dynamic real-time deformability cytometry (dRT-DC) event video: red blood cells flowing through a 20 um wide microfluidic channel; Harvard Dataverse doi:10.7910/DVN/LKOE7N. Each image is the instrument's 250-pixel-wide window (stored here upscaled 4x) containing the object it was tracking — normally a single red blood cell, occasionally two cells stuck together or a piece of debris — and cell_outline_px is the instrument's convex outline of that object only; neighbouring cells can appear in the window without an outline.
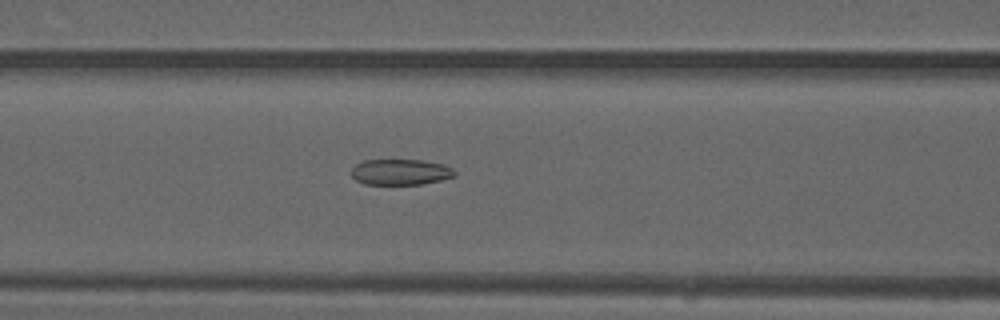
{"species": "common noctule bat (a hibernating species)", "species_latin": "Nyctalus noctula", "temperature_condition": "warm", "stored_images_in_passage": 40, "camera_frame_rate_fps": 3000, "um_per_image_px": 0.085, "animal": {"sex": "male", "forearm_length_mm": 52.5}, "frame": {"image": 1, "passage_image": 11, "time_ms": 3.333, "image_size_px": [1000, 320], "cell_outline_px": [[456, 176], [440, 180], [420, 184], [364, 184], [356, 180], [348, 172], [356, 164], [364, 160], [420, 160], [444, 164], [452, 168], [456, 172]], "centroid_in_image_um": [34.02, 14.62], "position_along_channel_um": 132.6, "area_um2": 15.61}}
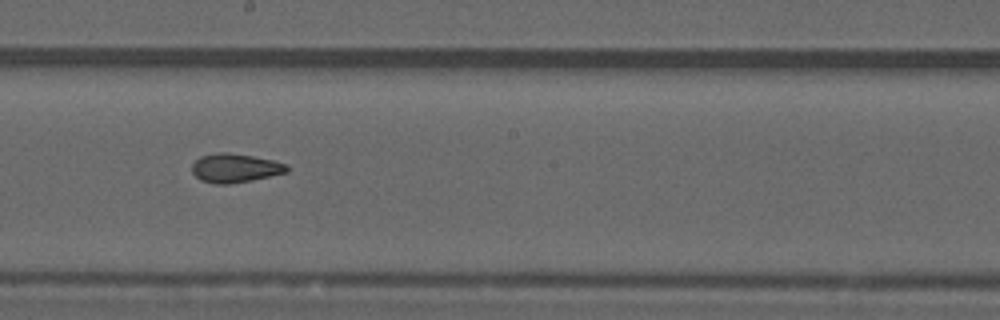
{"frame": {"image": 2, "passage_image": 18, "time_ms": 5.667, "image_size_px": [1000, 320], "cell_outline_px": [[288, 172], [252, 180], [228, 184], [216, 184], [200, 180], [192, 172], [192, 164], [200, 156], [216, 152], [228, 152], [252, 156], [272, 160], [288, 164]], "centroid_in_image_um": [19.97, 14.28], "position_along_channel_um": 228.2, "area_um2": 16.01}}
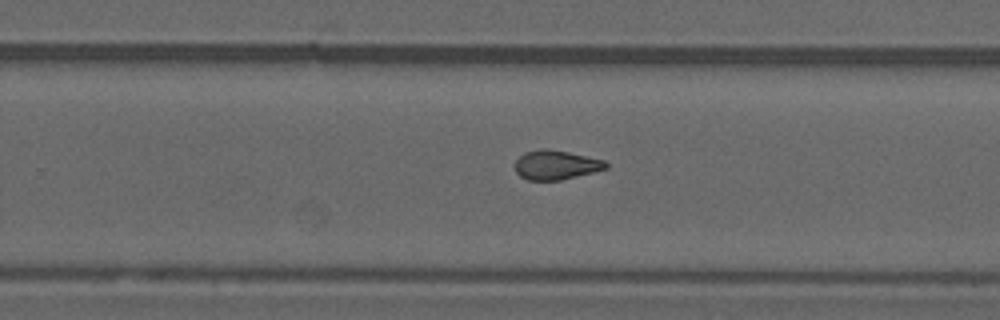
{"frame": {"image": 3, "passage_image": 22, "time_ms": 7.0, "image_size_px": [1000, 320], "cell_outline_px": [[608, 168], [560, 180], [528, 180], [520, 176], [516, 172], [516, 160], [524, 152], [540, 148], [548, 148], [568, 152], [604, 160], [608, 164]], "centroid_in_image_um": [47.24, 14.01], "position_along_channel_um": 282.6, "area_um2": 15.43}, "authors_computed_cell_mechanics": {"area_um2": 16.0973, "velocity_mm_per_s": 4.1043, "shape_relaxation_time_tau1_ms": null, "shape_relaxation_time_tau2_ms": 2.0155, "deformation_change_tau1": null, "deformation_change_tau2": 0.0889}}